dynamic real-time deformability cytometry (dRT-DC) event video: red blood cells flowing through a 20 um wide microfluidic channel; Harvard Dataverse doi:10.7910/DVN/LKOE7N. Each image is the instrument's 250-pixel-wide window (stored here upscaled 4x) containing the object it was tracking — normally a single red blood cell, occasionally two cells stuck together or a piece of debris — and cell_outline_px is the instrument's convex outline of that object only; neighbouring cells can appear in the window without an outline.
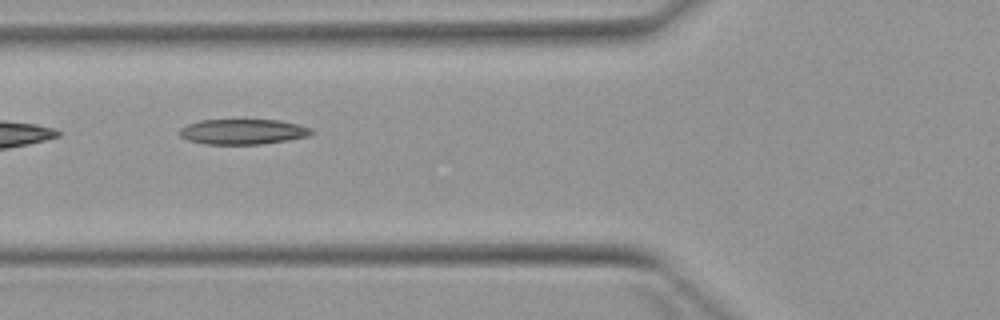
{"species": "Egyptian fruit bat (a non-hibernating species)", "species_latin": "Rousettus aegyptiacus", "temperature_condition": "warm", "stored_images_in_passage": 2, "camera_frame_rate_fps": 3000, "um_per_image_px": 0.085, "animal": {"sex": "female"}, "frame": {"image": 1, "passage_image": 2, "time_ms": 1.333, "image_size_px": [1000, 320], "cell_outline_px": [[312, 132], [308, 136], [288, 140], [264, 144], [204, 144], [188, 140], [180, 136], [180, 128], [188, 124], [200, 120], [280, 120], [312, 128]], "centroid_in_image_um": [20.63, 11.2], "position_along_channel_um": 105.2, "area_um2": 19.36}}